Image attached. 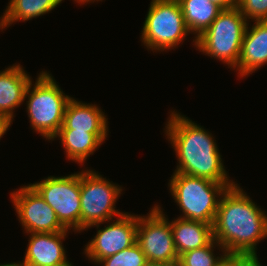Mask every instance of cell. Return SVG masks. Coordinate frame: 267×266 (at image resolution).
<instances>
[{
    "instance_id": "1",
    "label": "cell",
    "mask_w": 267,
    "mask_h": 266,
    "mask_svg": "<svg viewBox=\"0 0 267 266\" xmlns=\"http://www.w3.org/2000/svg\"><path fill=\"white\" fill-rule=\"evenodd\" d=\"M267 211L236 183L222 194L213 224V238L229 256L257 254L267 238Z\"/></svg>"
},
{
    "instance_id": "2",
    "label": "cell",
    "mask_w": 267,
    "mask_h": 266,
    "mask_svg": "<svg viewBox=\"0 0 267 266\" xmlns=\"http://www.w3.org/2000/svg\"><path fill=\"white\" fill-rule=\"evenodd\" d=\"M180 114L170 111L164 129L178 160L174 172L234 186L236 182L228 177L212 133Z\"/></svg>"
},
{
    "instance_id": "3",
    "label": "cell",
    "mask_w": 267,
    "mask_h": 266,
    "mask_svg": "<svg viewBox=\"0 0 267 266\" xmlns=\"http://www.w3.org/2000/svg\"><path fill=\"white\" fill-rule=\"evenodd\" d=\"M57 83L49 72L42 70L35 84L30 81L24 95L31 129L48 141L54 139L63 125L65 109L72 98Z\"/></svg>"
},
{
    "instance_id": "4",
    "label": "cell",
    "mask_w": 267,
    "mask_h": 266,
    "mask_svg": "<svg viewBox=\"0 0 267 266\" xmlns=\"http://www.w3.org/2000/svg\"><path fill=\"white\" fill-rule=\"evenodd\" d=\"M168 187L182 211L179 218L214 224L218 204L227 186L207 178L173 172Z\"/></svg>"
},
{
    "instance_id": "5",
    "label": "cell",
    "mask_w": 267,
    "mask_h": 266,
    "mask_svg": "<svg viewBox=\"0 0 267 266\" xmlns=\"http://www.w3.org/2000/svg\"><path fill=\"white\" fill-rule=\"evenodd\" d=\"M248 21L238 7L223 9L208 29L196 39V48L228 68L237 66Z\"/></svg>"
},
{
    "instance_id": "6",
    "label": "cell",
    "mask_w": 267,
    "mask_h": 266,
    "mask_svg": "<svg viewBox=\"0 0 267 266\" xmlns=\"http://www.w3.org/2000/svg\"><path fill=\"white\" fill-rule=\"evenodd\" d=\"M141 32L142 43L153 53L174 50L190 34L178 0H152Z\"/></svg>"
},
{
    "instance_id": "7",
    "label": "cell",
    "mask_w": 267,
    "mask_h": 266,
    "mask_svg": "<svg viewBox=\"0 0 267 266\" xmlns=\"http://www.w3.org/2000/svg\"><path fill=\"white\" fill-rule=\"evenodd\" d=\"M122 190L123 187L108 181L96 171L85 169L80 172L81 232L125 213L115 209Z\"/></svg>"
},
{
    "instance_id": "8",
    "label": "cell",
    "mask_w": 267,
    "mask_h": 266,
    "mask_svg": "<svg viewBox=\"0 0 267 266\" xmlns=\"http://www.w3.org/2000/svg\"><path fill=\"white\" fill-rule=\"evenodd\" d=\"M29 185L55 211L67 230L81 232L80 172L68 176H48Z\"/></svg>"
},
{
    "instance_id": "9",
    "label": "cell",
    "mask_w": 267,
    "mask_h": 266,
    "mask_svg": "<svg viewBox=\"0 0 267 266\" xmlns=\"http://www.w3.org/2000/svg\"><path fill=\"white\" fill-rule=\"evenodd\" d=\"M160 205H154L147 216L138 215L137 244L147 261L178 263L169 219Z\"/></svg>"
},
{
    "instance_id": "10",
    "label": "cell",
    "mask_w": 267,
    "mask_h": 266,
    "mask_svg": "<svg viewBox=\"0 0 267 266\" xmlns=\"http://www.w3.org/2000/svg\"><path fill=\"white\" fill-rule=\"evenodd\" d=\"M100 229L102 223L87 227L85 230L96 227L97 234L84 246V254L89 261L97 264L101 259L113 256L116 253L132 246L137 240L138 215L124 213L108 221Z\"/></svg>"
},
{
    "instance_id": "11",
    "label": "cell",
    "mask_w": 267,
    "mask_h": 266,
    "mask_svg": "<svg viewBox=\"0 0 267 266\" xmlns=\"http://www.w3.org/2000/svg\"><path fill=\"white\" fill-rule=\"evenodd\" d=\"M24 233H55L67 230L59 221L55 211L29 185L10 193Z\"/></svg>"
},
{
    "instance_id": "12",
    "label": "cell",
    "mask_w": 267,
    "mask_h": 266,
    "mask_svg": "<svg viewBox=\"0 0 267 266\" xmlns=\"http://www.w3.org/2000/svg\"><path fill=\"white\" fill-rule=\"evenodd\" d=\"M69 231L55 233H27L29 236L23 263L26 266H57L69 260L63 240Z\"/></svg>"
},
{
    "instance_id": "13",
    "label": "cell",
    "mask_w": 267,
    "mask_h": 266,
    "mask_svg": "<svg viewBox=\"0 0 267 266\" xmlns=\"http://www.w3.org/2000/svg\"><path fill=\"white\" fill-rule=\"evenodd\" d=\"M247 24L236 69L238 77H247L267 64V20Z\"/></svg>"
},
{
    "instance_id": "14",
    "label": "cell",
    "mask_w": 267,
    "mask_h": 266,
    "mask_svg": "<svg viewBox=\"0 0 267 266\" xmlns=\"http://www.w3.org/2000/svg\"><path fill=\"white\" fill-rule=\"evenodd\" d=\"M107 119L97 104H87L71 98L66 106L63 125L59 131L108 133Z\"/></svg>"
},
{
    "instance_id": "15",
    "label": "cell",
    "mask_w": 267,
    "mask_h": 266,
    "mask_svg": "<svg viewBox=\"0 0 267 266\" xmlns=\"http://www.w3.org/2000/svg\"><path fill=\"white\" fill-rule=\"evenodd\" d=\"M31 80L20 63L0 71V116L13 122L14 110L25 102V91Z\"/></svg>"
},
{
    "instance_id": "16",
    "label": "cell",
    "mask_w": 267,
    "mask_h": 266,
    "mask_svg": "<svg viewBox=\"0 0 267 266\" xmlns=\"http://www.w3.org/2000/svg\"><path fill=\"white\" fill-rule=\"evenodd\" d=\"M178 256L207 246L213 238V225L201 221L174 218L170 222Z\"/></svg>"
},
{
    "instance_id": "17",
    "label": "cell",
    "mask_w": 267,
    "mask_h": 266,
    "mask_svg": "<svg viewBox=\"0 0 267 266\" xmlns=\"http://www.w3.org/2000/svg\"><path fill=\"white\" fill-rule=\"evenodd\" d=\"M108 133H89L85 131H59L54 137L61 141L68 160L84 165L86 159L102 145Z\"/></svg>"
},
{
    "instance_id": "18",
    "label": "cell",
    "mask_w": 267,
    "mask_h": 266,
    "mask_svg": "<svg viewBox=\"0 0 267 266\" xmlns=\"http://www.w3.org/2000/svg\"><path fill=\"white\" fill-rule=\"evenodd\" d=\"M184 21L190 34H194L193 44L196 47V39L201 36L223 10L209 0H178Z\"/></svg>"
},
{
    "instance_id": "19",
    "label": "cell",
    "mask_w": 267,
    "mask_h": 266,
    "mask_svg": "<svg viewBox=\"0 0 267 266\" xmlns=\"http://www.w3.org/2000/svg\"><path fill=\"white\" fill-rule=\"evenodd\" d=\"M63 0H10L3 12V30L17 21H28L43 16L56 8Z\"/></svg>"
},
{
    "instance_id": "20",
    "label": "cell",
    "mask_w": 267,
    "mask_h": 266,
    "mask_svg": "<svg viewBox=\"0 0 267 266\" xmlns=\"http://www.w3.org/2000/svg\"><path fill=\"white\" fill-rule=\"evenodd\" d=\"M216 247L222 253L220 256L214 253ZM228 256L226 250L213 239L207 246L179 255L177 266H219Z\"/></svg>"
},
{
    "instance_id": "21",
    "label": "cell",
    "mask_w": 267,
    "mask_h": 266,
    "mask_svg": "<svg viewBox=\"0 0 267 266\" xmlns=\"http://www.w3.org/2000/svg\"><path fill=\"white\" fill-rule=\"evenodd\" d=\"M147 262L145 254L137 244L114 254L113 256L101 259L97 265L101 266H144Z\"/></svg>"
},
{
    "instance_id": "22",
    "label": "cell",
    "mask_w": 267,
    "mask_h": 266,
    "mask_svg": "<svg viewBox=\"0 0 267 266\" xmlns=\"http://www.w3.org/2000/svg\"><path fill=\"white\" fill-rule=\"evenodd\" d=\"M238 8L248 22L267 20V0H239Z\"/></svg>"
},
{
    "instance_id": "23",
    "label": "cell",
    "mask_w": 267,
    "mask_h": 266,
    "mask_svg": "<svg viewBox=\"0 0 267 266\" xmlns=\"http://www.w3.org/2000/svg\"><path fill=\"white\" fill-rule=\"evenodd\" d=\"M257 254L235 255V266H263Z\"/></svg>"
},
{
    "instance_id": "24",
    "label": "cell",
    "mask_w": 267,
    "mask_h": 266,
    "mask_svg": "<svg viewBox=\"0 0 267 266\" xmlns=\"http://www.w3.org/2000/svg\"><path fill=\"white\" fill-rule=\"evenodd\" d=\"M212 3H215L222 9H232L238 7L239 0H209Z\"/></svg>"
},
{
    "instance_id": "25",
    "label": "cell",
    "mask_w": 267,
    "mask_h": 266,
    "mask_svg": "<svg viewBox=\"0 0 267 266\" xmlns=\"http://www.w3.org/2000/svg\"><path fill=\"white\" fill-rule=\"evenodd\" d=\"M12 121L6 117L0 116V139L6 134V131L9 130Z\"/></svg>"
},
{
    "instance_id": "26",
    "label": "cell",
    "mask_w": 267,
    "mask_h": 266,
    "mask_svg": "<svg viewBox=\"0 0 267 266\" xmlns=\"http://www.w3.org/2000/svg\"><path fill=\"white\" fill-rule=\"evenodd\" d=\"M144 266H177V263H164V262L147 261Z\"/></svg>"
},
{
    "instance_id": "27",
    "label": "cell",
    "mask_w": 267,
    "mask_h": 266,
    "mask_svg": "<svg viewBox=\"0 0 267 266\" xmlns=\"http://www.w3.org/2000/svg\"><path fill=\"white\" fill-rule=\"evenodd\" d=\"M219 266H235V255L228 256Z\"/></svg>"
},
{
    "instance_id": "28",
    "label": "cell",
    "mask_w": 267,
    "mask_h": 266,
    "mask_svg": "<svg viewBox=\"0 0 267 266\" xmlns=\"http://www.w3.org/2000/svg\"><path fill=\"white\" fill-rule=\"evenodd\" d=\"M0 266H26L23 261L22 262H18V263H15V262H12V263H4V264H0Z\"/></svg>"
},
{
    "instance_id": "29",
    "label": "cell",
    "mask_w": 267,
    "mask_h": 266,
    "mask_svg": "<svg viewBox=\"0 0 267 266\" xmlns=\"http://www.w3.org/2000/svg\"><path fill=\"white\" fill-rule=\"evenodd\" d=\"M64 1V0H63ZM76 3H78V4H80V5H82V4H89V3H94V2H98V1H102V0H74Z\"/></svg>"
},
{
    "instance_id": "30",
    "label": "cell",
    "mask_w": 267,
    "mask_h": 266,
    "mask_svg": "<svg viewBox=\"0 0 267 266\" xmlns=\"http://www.w3.org/2000/svg\"><path fill=\"white\" fill-rule=\"evenodd\" d=\"M57 266H74V265H72V262L68 261L65 264H60V265H57Z\"/></svg>"
},
{
    "instance_id": "31",
    "label": "cell",
    "mask_w": 267,
    "mask_h": 266,
    "mask_svg": "<svg viewBox=\"0 0 267 266\" xmlns=\"http://www.w3.org/2000/svg\"><path fill=\"white\" fill-rule=\"evenodd\" d=\"M0 29H1V31H3V30H2V29H3L2 17H0Z\"/></svg>"
}]
</instances>
